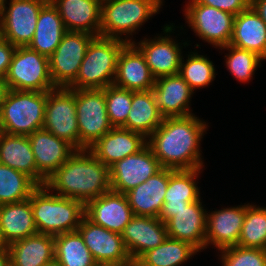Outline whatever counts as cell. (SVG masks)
<instances>
[{
    "label": "cell",
    "instance_id": "1",
    "mask_svg": "<svg viewBox=\"0 0 266 266\" xmlns=\"http://www.w3.org/2000/svg\"><path fill=\"white\" fill-rule=\"evenodd\" d=\"M208 124L194 114L166 117L147 138V144L163 168L190 170L202 168L200 141Z\"/></svg>",
    "mask_w": 266,
    "mask_h": 266
},
{
    "label": "cell",
    "instance_id": "2",
    "mask_svg": "<svg viewBox=\"0 0 266 266\" xmlns=\"http://www.w3.org/2000/svg\"><path fill=\"white\" fill-rule=\"evenodd\" d=\"M45 186L52 193L86 204L111 190L110 167L89 149L76 150L47 178Z\"/></svg>",
    "mask_w": 266,
    "mask_h": 266
},
{
    "label": "cell",
    "instance_id": "3",
    "mask_svg": "<svg viewBox=\"0 0 266 266\" xmlns=\"http://www.w3.org/2000/svg\"><path fill=\"white\" fill-rule=\"evenodd\" d=\"M34 222L39 234L58 235L77 231L85 217V204L53 194L45 185L30 195Z\"/></svg>",
    "mask_w": 266,
    "mask_h": 266
},
{
    "label": "cell",
    "instance_id": "4",
    "mask_svg": "<svg viewBox=\"0 0 266 266\" xmlns=\"http://www.w3.org/2000/svg\"><path fill=\"white\" fill-rule=\"evenodd\" d=\"M127 43L124 40L94 37L89 43L76 79L69 89H104L113 85L117 59Z\"/></svg>",
    "mask_w": 266,
    "mask_h": 266
},
{
    "label": "cell",
    "instance_id": "5",
    "mask_svg": "<svg viewBox=\"0 0 266 266\" xmlns=\"http://www.w3.org/2000/svg\"><path fill=\"white\" fill-rule=\"evenodd\" d=\"M47 92L9 90L0 108V131L29 135L42 129Z\"/></svg>",
    "mask_w": 266,
    "mask_h": 266
},
{
    "label": "cell",
    "instance_id": "6",
    "mask_svg": "<svg viewBox=\"0 0 266 266\" xmlns=\"http://www.w3.org/2000/svg\"><path fill=\"white\" fill-rule=\"evenodd\" d=\"M162 3L163 0H102L100 36L132 43L127 35L158 13Z\"/></svg>",
    "mask_w": 266,
    "mask_h": 266
},
{
    "label": "cell",
    "instance_id": "7",
    "mask_svg": "<svg viewBox=\"0 0 266 266\" xmlns=\"http://www.w3.org/2000/svg\"><path fill=\"white\" fill-rule=\"evenodd\" d=\"M9 90L48 92L57 88L51 78L49 59L28 46H17L5 76Z\"/></svg>",
    "mask_w": 266,
    "mask_h": 266
},
{
    "label": "cell",
    "instance_id": "8",
    "mask_svg": "<svg viewBox=\"0 0 266 266\" xmlns=\"http://www.w3.org/2000/svg\"><path fill=\"white\" fill-rule=\"evenodd\" d=\"M79 150L89 149L113 126L106 110L103 89H76Z\"/></svg>",
    "mask_w": 266,
    "mask_h": 266
},
{
    "label": "cell",
    "instance_id": "9",
    "mask_svg": "<svg viewBox=\"0 0 266 266\" xmlns=\"http://www.w3.org/2000/svg\"><path fill=\"white\" fill-rule=\"evenodd\" d=\"M43 129L79 150L76 89L57 87L47 92Z\"/></svg>",
    "mask_w": 266,
    "mask_h": 266
},
{
    "label": "cell",
    "instance_id": "10",
    "mask_svg": "<svg viewBox=\"0 0 266 266\" xmlns=\"http://www.w3.org/2000/svg\"><path fill=\"white\" fill-rule=\"evenodd\" d=\"M185 8V19L195 34L215 47L230 44L235 15L217 8L189 0Z\"/></svg>",
    "mask_w": 266,
    "mask_h": 266
},
{
    "label": "cell",
    "instance_id": "11",
    "mask_svg": "<svg viewBox=\"0 0 266 266\" xmlns=\"http://www.w3.org/2000/svg\"><path fill=\"white\" fill-rule=\"evenodd\" d=\"M95 36L86 32L67 31L48 58L52 81L56 87L67 88L77 77L87 47Z\"/></svg>",
    "mask_w": 266,
    "mask_h": 266
},
{
    "label": "cell",
    "instance_id": "12",
    "mask_svg": "<svg viewBox=\"0 0 266 266\" xmlns=\"http://www.w3.org/2000/svg\"><path fill=\"white\" fill-rule=\"evenodd\" d=\"M49 0H10L5 4L0 35L14 46H28L32 41L41 8Z\"/></svg>",
    "mask_w": 266,
    "mask_h": 266
},
{
    "label": "cell",
    "instance_id": "13",
    "mask_svg": "<svg viewBox=\"0 0 266 266\" xmlns=\"http://www.w3.org/2000/svg\"><path fill=\"white\" fill-rule=\"evenodd\" d=\"M163 167L146 144L139 152L116 161L110 166L111 190L127 193Z\"/></svg>",
    "mask_w": 266,
    "mask_h": 266
},
{
    "label": "cell",
    "instance_id": "14",
    "mask_svg": "<svg viewBox=\"0 0 266 266\" xmlns=\"http://www.w3.org/2000/svg\"><path fill=\"white\" fill-rule=\"evenodd\" d=\"M173 23L164 26L165 36L147 39L132 44L142 53L150 71L155 79L175 75L180 72L182 59V44L175 42L168 33L174 29ZM167 35V36H166ZM180 45V46H179ZM181 47V49H180Z\"/></svg>",
    "mask_w": 266,
    "mask_h": 266
},
{
    "label": "cell",
    "instance_id": "15",
    "mask_svg": "<svg viewBox=\"0 0 266 266\" xmlns=\"http://www.w3.org/2000/svg\"><path fill=\"white\" fill-rule=\"evenodd\" d=\"M37 167V185L43 186L76 149L67 141L60 139L45 129L28 135Z\"/></svg>",
    "mask_w": 266,
    "mask_h": 266
},
{
    "label": "cell",
    "instance_id": "16",
    "mask_svg": "<svg viewBox=\"0 0 266 266\" xmlns=\"http://www.w3.org/2000/svg\"><path fill=\"white\" fill-rule=\"evenodd\" d=\"M96 262L126 265L132 260L120 233L109 231L84 217L77 229Z\"/></svg>",
    "mask_w": 266,
    "mask_h": 266
},
{
    "label": "cell",
    "instance_id": "17",
    "mask_svg": "<svg viewBox=\"0 0 266 266\" xmlns=\"http://www.w3.org/2000/svg\"><path fill=\"white\" fill-rule=\"evenodd\" d=\"M133 216L125 194L113 190L85 204V217L89 221L116 233L121 234Z\"/></svg>",
    "mask_w": 266,
    "mask_h": 266
},
{
    "label": "cell",
    "instance_id": "18",
    "mask_svg": "<svg viewBox=\"0 0 266 266\" xmlns=\"http://www.w3.org/2000/svg\"><path fill=\"white\" fill-rule=\"evenodd\" d=\"M124 246L132 261L158 247L168 237L166 224L159 218L133 216L121 233Z\"/></svg>",
    "mask_w": 266,
    "mask_h": 266
},
{
    "label": "cell",
    "instance_id": "19",
    "mask_svg": "<svg viewBox=\"0 0 266 266\" xmlns=\"http://www.w3.org/2000/svg\"><path fill=\"white\" fill-rule=\"evenodd\" d=\"M152 94L164 118L193 115L189 103L194 91L179 73L155 79Z\"/></svg>",
    "mask_w": 266,
    "mask_h": 266
},
{
    "label": "cell",
    "instance_id": "20",
    "mask_svg": "<svg viewBox=\"0 0 266 266\" xmlns=\"http://www.w3.org/2000/svg\"><path fill=\"white\" fill-rule=\"evenodd\" d=\"M207 211L201 199L190 203L180 211L171 212L166 223L168 237L190 243L198 251L206 249Z\"/></svg>",
    "mask_w": 266,
    "mask_h": 266
},
{
    "label": "cell",
    "instance_id": "21",
    "mask_svg": "<svg viewBox=\"0 0 266 266\" xmlns=\"http://www.w3.org/2000/svg\"><path fill=\"white\" fill-rule=\"evenodd\" d=\"M246 216V205L223 208L207 213L206 248L214 245L219 251L237 246Z\"/></svg>",
    "mask_w": 266,
    "mask_h": 266
},
{
    "label": "cell",
    "instance_id": "22",
    "mask_svg": "<svg viewBox=\"0 0 266 266\" xmlns=\"http://www.w3.org/2000/svg\"><path fill=\"white\" fill-rule=\"evenodd\" d=\"M58 10L66 31L100 36L102 0H49Z\"/></svg>",
    "mask_w": 266,
    "mask_h": 266
},
{
    "label": "cell",
    "instance_id": "23",
    "mask_svg": "<svg viewBox=\"0 0 266 266\" xmlns=\"http://www.w3.org/2000/svg\"><path fill=\"white\" fill-rule=\"evenodd\" d=\"M113 84L131 91L153 89L155 78L144 56L132 43H127L119 53Z\"/></svg>",
    "mask_w": 266,
    "mask_h": 266
},
{
    "label": "cell",
    "instance_id": "24",
    "mask_svg": "<svg viewBox=\"0 0 266 266\" xmlns=\"http://www.w3.org/2000/svg\"><path fill=\"white\" fill-rule=\"evenodd\" d=\"M146 144L147 139L142 134L122 127H113L89 150L98 160L110 167L116 161L139 152Z\"/></svg>",
    "mask_w": 266,
    "mask_h": 266
},
{
    "label": "cell",
    "instance_id": "25",
    "mask_svg": "<svg viewBox=\"0 0 266 266\" xmlns=\"http://www.w3.org/2000/svg\"><path fill=\"white\" fill-rule=\"evenodd\" d=\"M199 169L172 170L169 169V181L164 197V204L159 219L165 224L171 219V212L180 211L190 203L200 198V190L196 180L200 174Z\"/></svg>",
    "mask_w": 266,
    "mask_h": 266
},
{
    "label": "cell",
    "instance_id": "26",
    "mask_svg": "<svg viewBox=\"0 0 266 266\" xmlns=\"http://www.w3.org/2000/svg\"><path fill=\"white\" fill-rule=\"evenodd\" d=\"M169 181V169L162 168L156 174L125 193L133 215L158 218L164 204Z\"/></svg>",
    "mask_w": 266,
    "mask_h": 266
},
{
    "label": "cell",
    "instance_id": "27",
    "mask_svg": "<svg viewBox=\"0 0 266 266\" xmlns=\"http://www.w3.org/2000/svg\"><path fill=\"white\" fill-rule=\"evenodd\" d=\"M230 45L254 52L266 60V24L251 5L235 15Z\"/></svg>",
    "mask_w": 266,
    "mask_h": 266
},
{
    "label": "cell",
    "instance_id": "28",
    "mask_svg": "<svg viewBox=\"0 0 266 266\" xmlns=\"http://www.w3.org/2000/svg\"><path fill=\"white\" fill-rule=\"evenodd\" d=\"M0 231L8 245L38 234L29 198L0 205Z\"/></svg>",
    "mask_w": 266,
    "mask_h": 266
},
{
    "label": "cell",
    "instance_id": "29",
    "mask_svg": "<svg viewBox=\"0 0 266 266\" xmlns=\"http://www.w3.org/2000/svg\"><path fill=\"white\" fill-rule=\"evenodd\" d=\"M66 32L58 10L48 1L40 10L34 37L28 47L49 58Z\"/></svg>",
    "mask_w": 266,
    "mask_h": 266
},
{
    "label": "cell",
    "instance_id": "30",
    "mask_svg": "<svg viewBox=\"0 0 266 266\" xmlns=\"http://www.w3.org/2000/svg\"><path fill=\"white\" fill-rule=\"evenodd\" d=\"M9 259L17 266H45L55 259L54 236L36 234L8 245Z\"/></svg>",
    "mask_w": 266,
    "mask_h": 266
},
{
    "label": "cell",
    "instance_id": "31",
    "mask_svg": "<svg viewBox=\"0 0 266 266\" xmlns=\"http://www.w3.org/2000/svg\"><path fill=\"white\" fill-rule=\"evenodd\" d=\"M0 164L29 176L37 184V167L27 135H10L0 131Z\"/></svg>",
    "mask_w": 266,
    "mask_h": 266
},
{
    "label": "cell",
    "instance_id": "32",
    "mask_svg": "<svg viewBox=\"0 0 266 266\" xmlns=\"http://www.w3.org/2000/svg\"><path fill=\"white\" fill-rule=\"evenodd\" d=\"M163 118L152 90L132 91L131 110L125 122V129L140 133L147 139L162 124Z\"/></svg>",
    "mask_w": 266,
    "mask_h": 266
},
{
    "label": "cell",
    "instance_id": "33",
    "mask_svg": "<svg viewBox=\"0 0 266 266\" xmlns=\"http://www.w3.org/2000/svg\"><path fill=\"white\" fill-rule=\"evenodd\" d=\"M199 252L190 243L171 237L145 252L136 262L140 266H180Z\"/></svg>",
    "mask_w": 266,
    "mask_h": 266
},
{
    "label": "cell",
    "instance_id": "34",
    "mask_svg": "<svg viewBox=\"0 0 266 266\" xmlns=\"http://www.w3.org/2000/svg\"><path fill=\"white\" fill-rule=\"evenodd\" d=\"M54 251L61 266H94L96 263L78 231L55 235Z\"/></svg>",
    "mask_w": 266,
    "mask_h": 266
},
{
    "label": "cell",
    "instance_id": "35",
    "mask_svg": "<svg viewBox=\"0 0 266 266\" xmlns=\"http://www.w3.org/2000/svg\"><path fill=\"white\" fill-rule=\"evenodd\" d=\"M37 187L26 174L0 164V205L26 200Z\"/></svg>",
    "mask_w": 266,
    "mask_h": 266
},
{
    "label": "cell",
    "instance_id": "36",
    "mask_svg": "<svg viewBox=\"0 0 266 266\" xmlns=\"http://www.w3.org/2000/svg\"><path fill=\"white\" fill-rule=\"evenodd\" d=\"M238 246L266 249V207L246 204Z\"/></svg>",
    "mask_w": 266,
    "mask_h": 266
},
{
    "label": "cell",
    "instance_id": "37",
    "mask_svg": "<svg viewBox=\"0 0 266 266\" xmlns=\"http://www.w3.org/2000/svg\"><path fill=\"white\" fill-rule=\"evenodd\" d=\"M181 59L179 74L188 83L190 88L195 89L207 87L216 77L213 62L207 57L196 52H190L186 63ZM184 62V63H183Z\"/></svg>",
    "mask_w": 266,
    "mask_h": 266
},
{
    "label": "cell",
    "instance_id": "38",
    "mask_svg": "<svg viewBox=\"0 0 266 266\" xmlns=\"http://www.w3.org/2000/svg\"><path fill=\"white\" fill-rule=\"evenodd\" d=\"M221 49L229 51V54L224 56L226 67L233 77L242 83L249 82L257 67L261 66V60H264L254 52L230 44Z\"/></svg>",
    "mask_w": 266,
    "mask_h": 266
},
{
    "label": "cell",
    "instance_id": "39",
    "mask_svg": "<svg viewBox=\"0 0 266 266\" xmlns=\"http://www.w3.org/2000/svg\"><path fill=\"white\" fill-rule=\"evenodd\" d=\"M106 110L113 127L125 128L129 111L131 110L132 91L113 85L104 89Z\"/></svg>",
    "mask_w": 266,
    "mask_h": 266
},
{
    "label": "cell",
    "instance_id": "40",
    "mask_svg": "<svg viewBox=\"0 0 266 266\" xmlns=\"http://www.w3.org/2000/svg\"><path fill=\"white\" fill-rule=\"evenodd\" d=\"M222 266H266V249L232 246L220 250Z\"/></svg>",
    "mask_w": 266,
    "mask_h": 266
},
{
    "label": "cell",
    "instance_id": "41",
    "mask_svg": "<svg viewBox=\"0 0 266 266\" xmlns=\"http://www.w3.org/2000/svg\"><path fill=\"white\" fill-rule=\"evenodd\" d=\"M200 4H205L228 12L233 15H238L243 10L247 9L251 0H196Z\"/></svg>",
    "mask_w": 266,
    "mask_h": 266
},
{
    "label": "cell",
    "instance_id": "42",
    "mask_svg": "<svg viewBox=\"0 0 266 266\" xmlns=\"http://www.w3.org/2000/svg\"><path fill=\"white\" fill-rule=\"evenodd\" d=\"M16 46L0 35V77L5 78Z\"/></svg>",
    "mask_w": 266,
    "mask_h": 266
},
{
    "label": "cell",
    "instance_id": "43",
    "mask_svg": "<svg viewBox=\"0 0 266 266\" xmlns=\"http://www.w3.org/2000/svg\"><path fill=\"white\" fill-rule=\"evenodd\" d=\"M250 5L266 24V0H251Z\"/></svg>",
    "mask_w": 266,
    "mask_h": 266
},
{
    "label": "cell",
    "instance_id": "44",
    "mask_svg": "<svg viewBox=\"0 0 266 266\" xmlns=\"http://www.w3.org/2000/svg\"><path fill=\"white\" fill-rule=\"evenodd\" d=\"M8 91H9V88H8L5 78L0 77V108H1L2 103L5 101Z\"/></svg>",
    "mask_w": 266,
    "mask_h": 266
},
{
    "label": "cell",
    "instance_id": "45",
    "mask_svg": "<svg viewBox=\"0 0 266 266\" xmlns=\"http://www.w3.org/2000/svg\"><path fill=\"white\" fill-rule=\"evenodd\" d=\"M8 259H9V252L8 251H0V266H5Z\"/></svg>",
    "mask_w": 266,
    "mask_h": 266
},
{
    "label": "cell",
    "instance_id": "46",
    "mask_svg": "<svg viewBox=\"0 0 266 266\" xmlns=\"http://www.w3.org/2000/svg\"><path fill=\"white\" fill-rule=\"evenodd\" d=\"M0 251H8V244L5 242L0 231Z\"/></svg>",
    "mask_w": 266,
    "mask_h": 266
},
{
    "label": "cell",
    "instance_id": "47",
    "mask_svg": "<svg viewBox=\"0 0 266 266\" xmlns=\"http://www.w3.org/2000/svg\"><path fill=\"white\" fill-rule=\"evenodd\" d=\"M5 4H7V0H0V22L4 14Z\"/></svg>",
    "mask_w": 266,
    "mask_h": 266
},
{
    "label": "cell",
    "instance_id": "48",
    "mask_svg": "<svg viewBox=\"0 0 266 266\" xmlns=\"http://www.w3.org/2000/svg\"><path fill=\"white\" fill-rule=\"evenodd\" d=\"M94 266H123L116 263L96 262Z\"/></svg>",
    "mask_w": 266,
    "mask_h": 266
},
{
    "label": "cell",
    "instance_id": "49",
    "mask_svg": "<svg viewBox=\"0 0 266 266\" xmlns=\"http://www.w3.org/2000/svg\"><path fill=\"white\" fill-rule=\"evenodd\" d=\"M45 266H61V264L56 259H54L53 261L47 263Z\"/></svg>",
    "mask_w": 266,
    "mask_h": 266
},
{
    "label": "cell",
    "instance_id": "50",
    "mask_svg": "<svg viewBox=\"0 0 266 266\" xmlns=\"http://www.w3.org/2000/svg\"><path fill=\"white\" fill-rule=\"evenodd\" d=\"M123 266H140L136 261H131L130 263Z\"/></svg>",
    "mask_w": 266,
    "mask_h": 266
},
{
    "label": "cell",
    "instance_id": "51",
    "mask_svg": "<svg viewBox=\"0 0 266 266\" xmlns=\"http://www.w3.org/2000/svg\"><path fill=\"white\" fill-rule=\"evenodd\" d=\"M5 266H17V265L13 261L8 259V261L6 262Z\"/></svg>",
    "mask_w": 266,
    "mask_h": 266
}]
</instances>
